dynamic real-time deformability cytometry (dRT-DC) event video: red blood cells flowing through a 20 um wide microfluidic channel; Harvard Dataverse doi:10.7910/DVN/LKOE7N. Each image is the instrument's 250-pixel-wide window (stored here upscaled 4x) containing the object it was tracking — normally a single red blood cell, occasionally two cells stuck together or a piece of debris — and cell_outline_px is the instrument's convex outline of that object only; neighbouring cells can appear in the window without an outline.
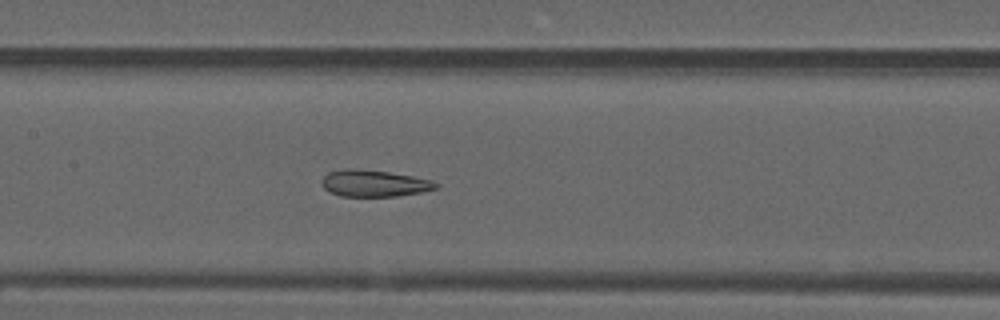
{"species": "common noctule bat (a hibernating species)", "species_latin": "Nyctalus noctula", "temperature_condition": "warm", "stored_images_in_passage": 39, "camera_frame_rate_fps": 3000, "um_per_image_px": 0.085, "animal": {"sex": "male", "forearm_length_mm": 52.5}, "frame": {"image": 1, "passage_image": 11, "time_ms": 3.333, "image_size_px": [1000, 320], "cell_outline_px": [[440, 184], [436, 188], [420, 192], [396, 196], [340, 196], [328, 192], [320, 184], [320, 180], [328, 172], [344, 168], [356, 168], [388, 172], [412, 176], [432, 180]], "centroid_in_image_um": [31.74, 15.57], "position_along_channel_um": 175.7, "area_um2": 17.86}}
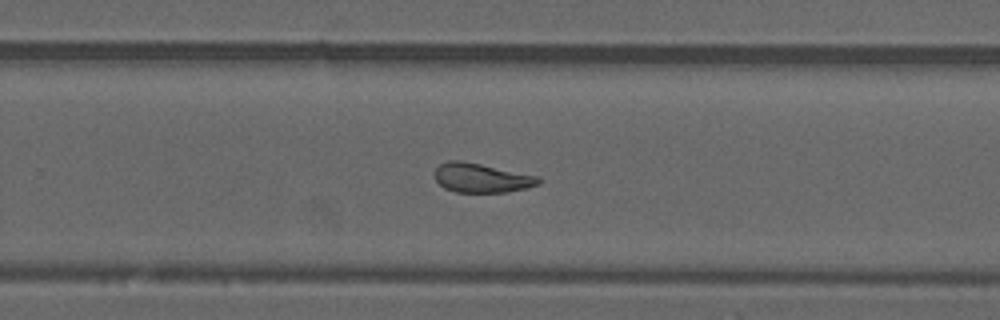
{"frame": {"image": 2, "passage_image": 20, "time_ms": 6.333, "image_size_px": [1000, 320], "cell_outline_px": [[540, 184], [528, 188], [508, 192], [456, 192], [444, 188], [436, 180], [432, 172], [440, 164], [448, 160], [460, 160], [540, 176]], "centroid_in_image_um": [40.92, 15.12], "position_along_channel_um": 288.9, "area_um2": 17.86}}
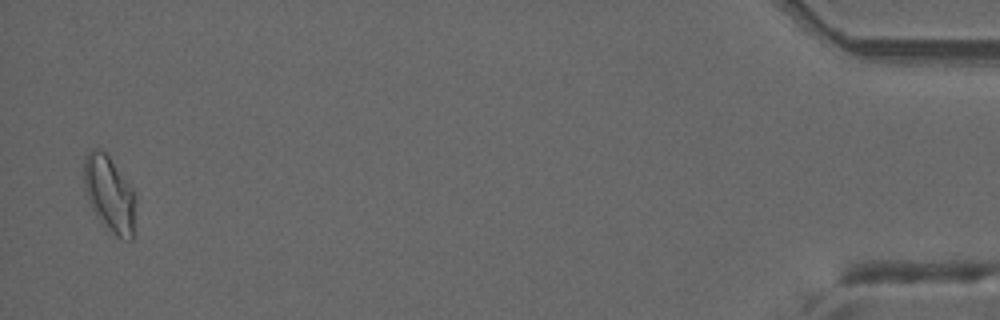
{"frame": {"image": 3, "passage_image": 38, "time_ms": 12.333, "image_size_px": [1000, 320], "cell_outline_px": [[132, 240], [120, 240], [96, 216], [92, 208], [84, 184], [84, 156], [92, 148], [100, 148], [108, 156], [132, 188]], "centroid_in_image_um": [9.24, 16.45], "position_along_channel_um": 426.0, "area_um2": 21.85}, "authors_computed_cell_mechanics": {"area_um2": 18.9006, "velocity_mm_per_s": 3.7967, "shape_relaxation_time_tau1_ms": null, "shape_relaxation_time_tau2_ms": 2.0763, "deformation_change_tau1": null, "deformation_change_tau2": 0.1036}}